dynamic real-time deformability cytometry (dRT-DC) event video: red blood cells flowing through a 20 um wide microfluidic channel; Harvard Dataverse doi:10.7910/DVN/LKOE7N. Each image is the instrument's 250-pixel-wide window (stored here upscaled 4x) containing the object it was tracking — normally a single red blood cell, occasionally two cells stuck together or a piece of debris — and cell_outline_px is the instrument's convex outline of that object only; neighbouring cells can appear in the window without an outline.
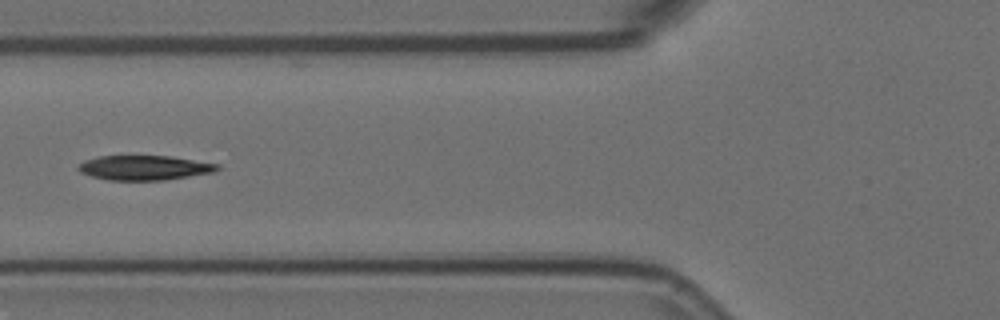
{"species": "Egyptian fruit bat (a non-hibernating species)", "species_latin": "Rousettus aegyptiacus", "temperature_condition": "room temperature", "stored_images_in_passage": 6, "camera_frame_rate_fps": 3000, "um_per_image_px": 0.085, "animal": {"sex": "female"}, "frame": {"image": 1, "passage_image": 6, "time_ms": 1.667, "image_size_px": [1000, 320], "cell_outline_px": [[220, 168], [216, 172], [164, 180], [108, 180], [92, 176], [80, 172], [76, 168], [84, 160], [96, 156], [172, 156], [220, 164]], "centroid_in_image_um": [12.3, 14.25], "position_along_channel_um": 113.5, "area_um2": 20.11}}